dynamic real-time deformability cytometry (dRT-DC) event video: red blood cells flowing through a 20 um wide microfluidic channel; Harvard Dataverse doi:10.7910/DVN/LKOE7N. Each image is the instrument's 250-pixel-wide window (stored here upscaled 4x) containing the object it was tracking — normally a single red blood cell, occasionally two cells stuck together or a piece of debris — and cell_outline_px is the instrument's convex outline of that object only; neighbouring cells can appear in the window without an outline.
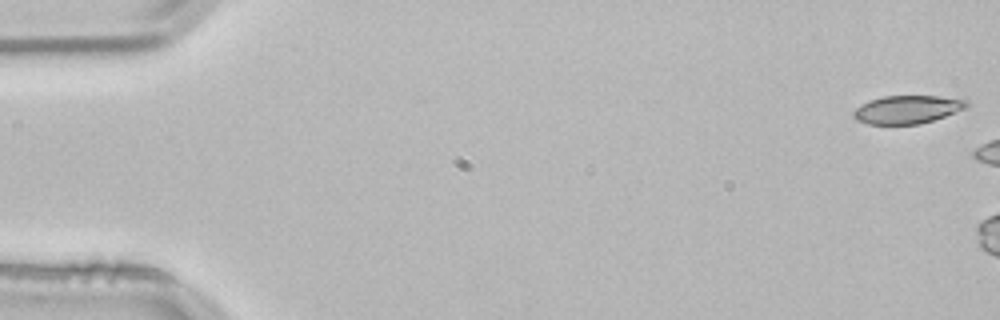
{"species": "common noctule bat (a hibernating species)", "species_latin": "Nyctalus noctula", "temperature_condition": "room temperature", "stored_images_in_passage": 6, "camera_frame_rate_fps": 3000, "um_per_image_px": 0.085, "animal": {"sex": "male", "body_mass_g": 21.5, "forearm_length_mm": 52.0}, "frame": {"image": 1, "passage_image": 1, "time_ms": 0.0, "image_size_px": [1000, 320], "cell_outline_px": [[968, 108], [920, 124], [868, 124], [856, 120], [852, 116], [852, 112], [860, 104], [868, 100], [884, 96], [936, 96], [968, 100]], "centroid_in_image_um": [77.09, 9.3], "position_along_channel_um": 7.9, "area_um2": 18.61}}